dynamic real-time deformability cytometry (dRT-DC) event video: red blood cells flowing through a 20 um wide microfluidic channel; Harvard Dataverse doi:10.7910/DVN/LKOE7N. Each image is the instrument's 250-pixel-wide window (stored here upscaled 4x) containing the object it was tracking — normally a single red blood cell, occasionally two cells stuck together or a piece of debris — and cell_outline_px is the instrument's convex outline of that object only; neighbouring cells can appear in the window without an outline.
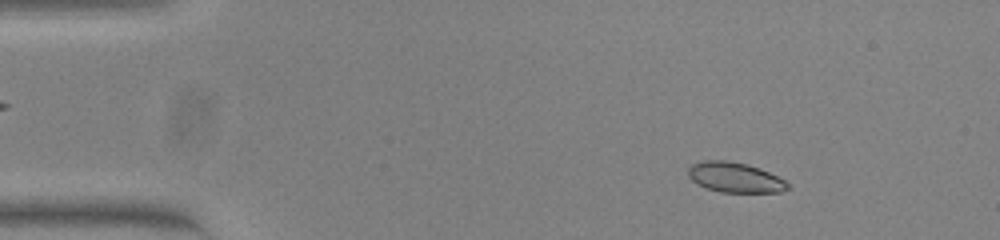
{"species": "common noctule bat (a hibernating species)", "species_latin": "Nyctalus noctula", "temperature_condition": "warm", "stored_images_in_passage": 53, "camera_frame_rate_fps": 3000, "um_per_image_px": 0.085, "animal": {"sex": "female", "body_mass_g": 23.0, "forearm_length_mm": 53.4}, "frame": {"image": 1, "passage_image": 7, "time_ms": 2.0, "image_size_px": [1000, 240], "cell_outline_px": [[788, 188], [780, 192], [720, 192], [708, 188], [692, 180], [688, 176], [688, 168], [692, 164], [704, 160], [728, 160], [748, 164], [760, 168], [784, 180], [788, 184]], "centroid_in_image_um": [62.45, 15.06], "position_along_channel_um": 22.5, "area_um2": 17.28}}
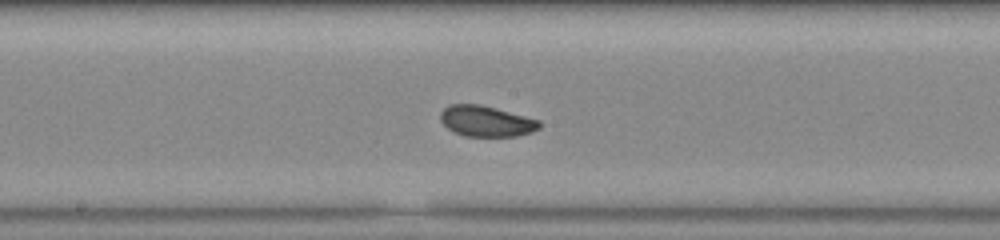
{"frame": {"image": 2, "passage_image": 28, "time_ms": 9.0, "image_size_px": [1000, 240], "cell_outline_px": [[540, 128], [532, 132], [516, 136], [464, 136], [448, 128], [440, 120], [440, 112], [448, 104], [480, 104], [496, 108], [540, 120]], "centroid_in_image_um": [41.33, 10.29], "position_along_channel_um": 206.9, "area_um2": 17.74}}
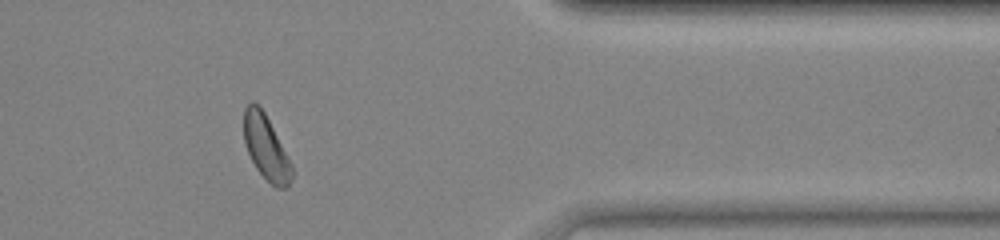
{"frame": {"image": 3, "passage_image": 44, "time_ms": 14.333, "image_size_px": [1000, 240], "cell_outline_px": [[292, 180], [288, 188], [276, 188], [256, 168], [248, 152], [244, 140], [244, 108], [252, 100], [264, 112], [288, 156], [292, 164]], "centroid_in_image_um": [22.62, 12.55], "position_along_channel_um": 388.8, "area_um2": 17.74}, "authors_computed_cell_mechanics": {"area_um2": 17.8602, "velocity_mm_per_s": 3.8124, "shape_relaxation_time_tau1_ms": 2.3436, "shape_relaxation_time_tau2_ms": 1.0894, "deformation_change_tau1": 0.1181, "deformation_change_tau2": 0.0602}}